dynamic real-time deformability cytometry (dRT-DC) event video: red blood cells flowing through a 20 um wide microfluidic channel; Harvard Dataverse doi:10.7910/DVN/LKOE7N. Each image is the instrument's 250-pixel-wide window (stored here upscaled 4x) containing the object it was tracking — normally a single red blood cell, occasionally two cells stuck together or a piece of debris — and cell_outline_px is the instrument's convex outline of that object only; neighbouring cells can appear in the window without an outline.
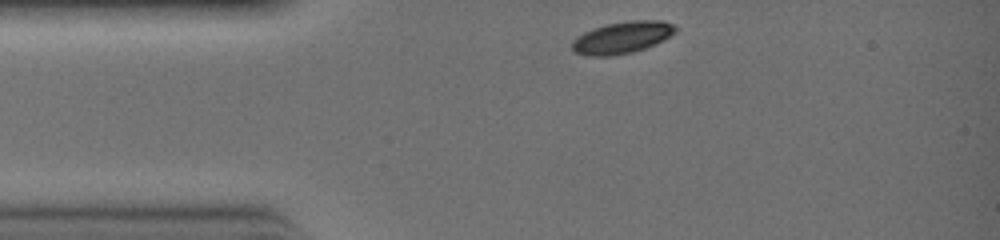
{"species": "common noctule bat (a hibernating species)", "species_latin": "Nyctalus noctula", "temperature_condition": "warm", "stored_images_in_passage": 22, "camera_frame_rate_fps": 3000, "um_per_image_px": 0.085, "animal": {"sex": "female", "body_mass_g": 19.0, "forearm_length_mm": 51.5}, "frame": {"image": 1, "passage_image": 1, "time_ms": 0.0, "image_size_px": [1000, 240], "cell_outline_px": [[676, 32], [664, 40], [656, 44], [632, 52], [608, 56], [588, 56], [572, 52], [572, 40], [576, 36], [592, 28], [608, 24], [632, 20], [664, 20], [672, 24], [676, 28]], "centroid_in_image_um": [52.86, 3.19], "position_along_channel_um": 32.1, "area_um2": 19.31}}
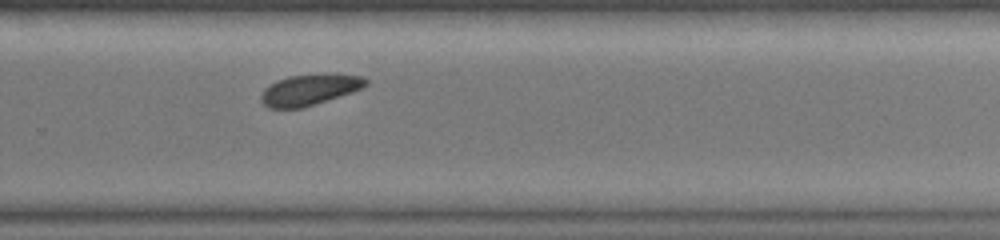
{"frame": {"image": 2, "passage_image": 16, "time_ms": 5.0, "image_size_px": [1000, 240], "cell_outline_px": [[368, 84], [364, 88], [304, 108], [268, 108], [260, 100], [260, 96], [264, 88], [276, 80], [288, 76], [316, 72], [332, 72], [364, 76], [368, 80]], "centroid_in_image_um": [26.35, 7.58], "position_along_channel_um": 303.4, "area_um2": 19.71}}
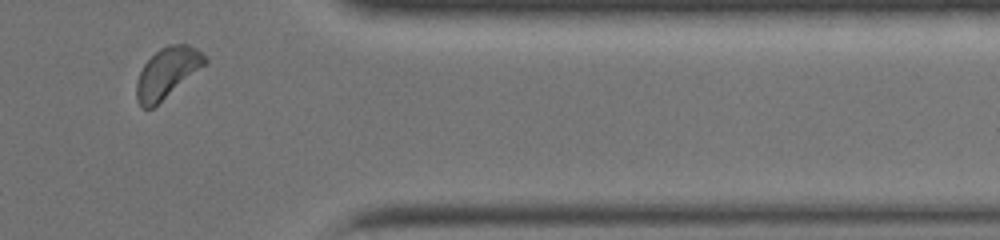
{"frame": {"image": 3, "passage_image": 21, "time_ms": 6.667, "image_size_px": [1000, 240], "cell_outline_px": [[208, 60], [204, 64], [152, 108], [140, 108], [136, 100], [136, 80], [144, 64], [160, 48], [168, 44], [188, 44], [196, 48], [208, 56]], "centroid_in_image_um": [14.18, 6.16], "position_along_channel_um": 397.2, "area_um2": 19.65}}